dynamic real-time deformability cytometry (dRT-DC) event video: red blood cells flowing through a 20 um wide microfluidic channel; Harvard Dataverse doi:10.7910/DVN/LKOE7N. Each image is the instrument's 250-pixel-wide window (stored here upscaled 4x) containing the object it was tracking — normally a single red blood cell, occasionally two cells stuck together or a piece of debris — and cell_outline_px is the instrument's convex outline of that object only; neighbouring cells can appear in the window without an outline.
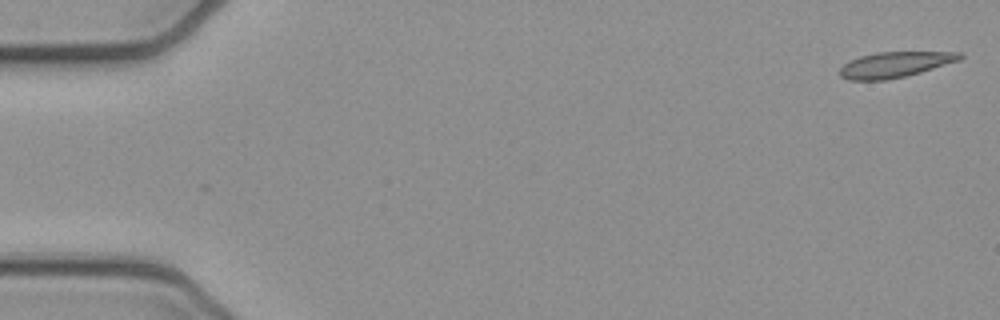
{"species": "common noctule bat (a hibernating species)", "species_latin": "Nyctalus noctula", "temperature_condition": "cold", "stored_images_in_passage": 52, "camera_frame_rate_fps": 3000, "um_per_image_px": 0.085, "animal": {"sex": "female", "body_mass_g": 21.9}, "frame": {"image": 1, "passage_image": 1, "time_ms": 0.0, "image_size_px": [1000, 320], "cell_outline_px": [[964, 56], [960, 60], [920, 72], [888, 80], [848, 80], [840, 76], [840, 68], [848, 60], [860, 56], [876, 52], [960, 52]], "centroid_in_image_um": [76.04, 5.49], "position_along_channel_um": 9.0, "area_um2": 17.86}}
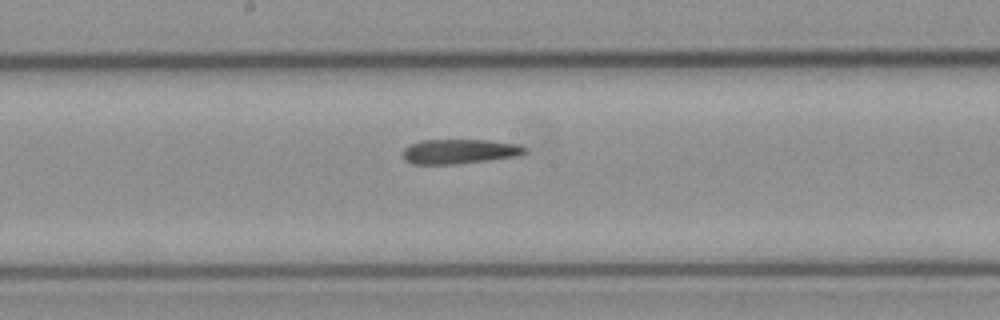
{"frame": {"image": 2, "passage_image": 27, "time_ms": 8.667, "image_size_px": [1000, 320], "cell_outline_px": [[528, 152], [516, 156], [488, 160], [456, 164], [412, 164], [404, 160], [404, 148], [420, 140], [488, 140], [516, 144], [528, 148]], "centroid_in_image_um": [39.06, 12.87], "position_along_channel_um": 209.1, "area_um2": 17.46}}
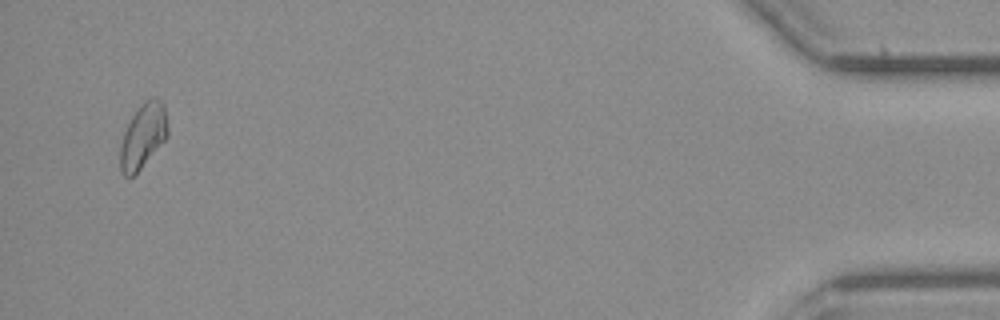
{"frame": {"image": 3, "passage_image": 50, "time_ms": 16.333, "image_size_px": [1000, 320], "cell_outline_px": [[168, 136], [140, 168], [132, 176], [124, 176], [120, 168], [120, 148], [124, 132], [132, 116], [140, 104], [144, 100], [152, 96], [156, 96], [164, 104], [168, 128]], "centroid_in_image_um": [12.17, 11.49], "position_along_channel_um": 423.0, "area_um2": 17.74}}